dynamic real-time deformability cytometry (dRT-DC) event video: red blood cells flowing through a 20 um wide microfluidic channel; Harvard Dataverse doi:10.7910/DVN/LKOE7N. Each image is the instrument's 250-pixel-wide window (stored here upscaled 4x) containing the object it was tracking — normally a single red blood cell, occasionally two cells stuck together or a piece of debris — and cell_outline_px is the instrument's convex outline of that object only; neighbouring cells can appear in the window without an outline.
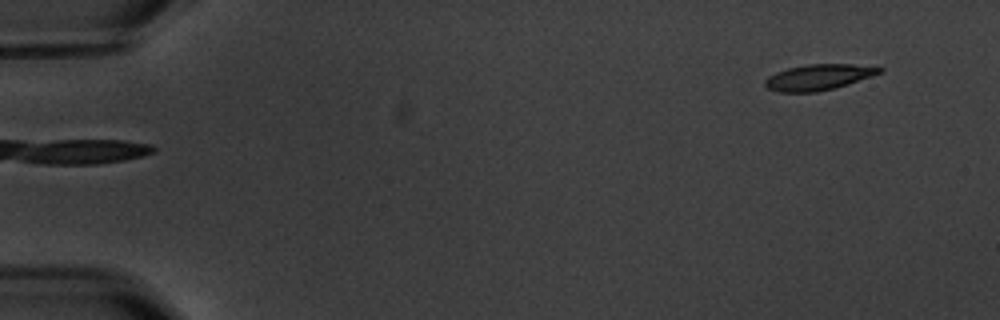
{"species": "common noctule bat (a hibernating species)", "species_latin": "Nyctalus noctula", "temperature_condition": "warm", "stored_images_in_passage": 6, "segment_of_instrument_passage": [2, 2], "camera_frame_rate_fps": 3000, "um_per_image_px": 0.085, "animal": {"sex": "male", "body_mass_g": 20.1, "forearm_length_mm": 53.5}, "frame": {"image": 1, "passage_image": 6, "time_ms": 6.667, "image_size_px": [1000, 320], "cell_outline_px": [[884, 72], [848, 84], [816, 92], [776, 92], [768, 88], [764, 84], [764, 80], [768, 76], [776, 72], [788, 68], [808, 64], [852, 64], [884, 68]], "centroid_in_image_um": [69.56, 6.56], "position_along_channel_um": 15.4, "area_um2": 17.17}}